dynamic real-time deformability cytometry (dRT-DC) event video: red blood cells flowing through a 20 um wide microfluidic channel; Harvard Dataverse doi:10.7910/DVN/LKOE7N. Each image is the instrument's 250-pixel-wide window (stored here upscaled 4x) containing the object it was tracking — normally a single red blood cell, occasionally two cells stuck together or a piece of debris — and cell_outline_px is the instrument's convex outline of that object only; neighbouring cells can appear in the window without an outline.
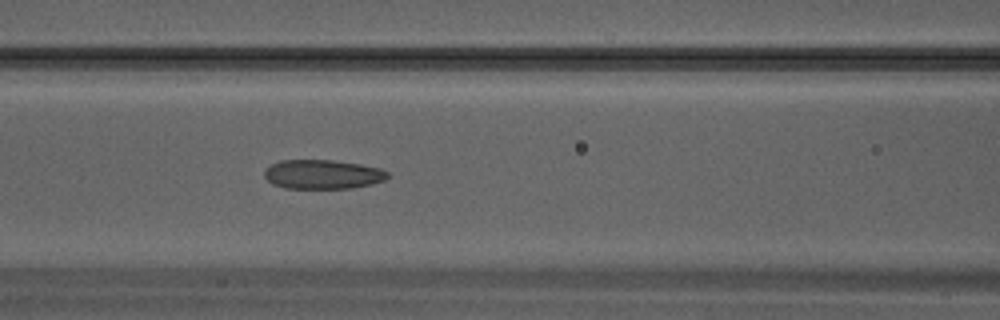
{"species": "Egyptian fruit bat (a non-hibernating species)", "species_latin": "Rousettus aegyptiacus", "temperature_condition": "warm", "stored_images_in_passage": 16, "camera_frame_rate_fps": 3000, "um_per_image_px": 0.085, "animal": {"sex": "male"}, "frame": {"image": 1, "passage_image": 14, "time_ms": 4.333, "image_size_px": [1000, 320], "cell_outline_px": [[388, 176], [384, 180], [372, 184], [352, 188], [284, 188], [272, 184], [264, 176], [264, 172], [272, 164], [280, 160], [332, 160], [360, 164], [380, 168], [388, 172]], "centroid_in_image_um": [27.43, 14.82], "position_along_channel_um": 139.2, "area_um2": 20.92}}